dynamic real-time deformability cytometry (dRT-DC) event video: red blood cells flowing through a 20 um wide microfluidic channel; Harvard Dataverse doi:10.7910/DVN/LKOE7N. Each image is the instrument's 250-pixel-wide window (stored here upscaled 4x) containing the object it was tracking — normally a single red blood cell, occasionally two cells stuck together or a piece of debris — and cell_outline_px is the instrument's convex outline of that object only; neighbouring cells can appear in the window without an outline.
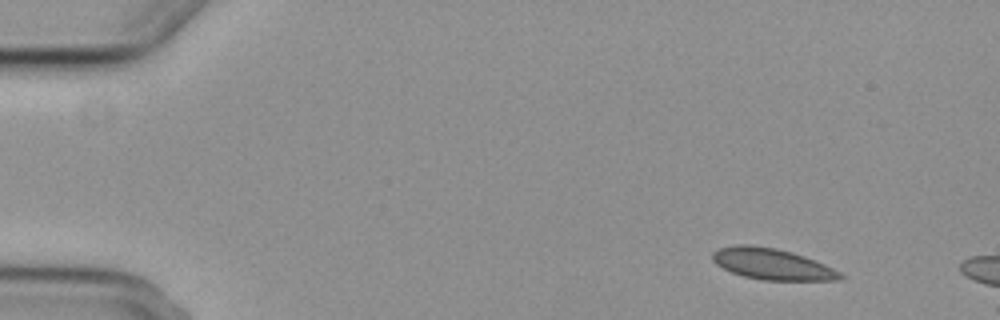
{"species": "common noctule bat (a hibernating species)", "species_latin": "Nyctalus noctula", "temperature_condition": "cold", "stored_images_in_passage": 5, "camera_frame_rate_fps": 3000, "um_per_image_px": 0.085, "animal": {"sex": "female", "body_mass_g": 29.2, "forearm_length_mm": 56.3}, "frame": {"image": 1, "passage_image": 1, "time_ms": 0.0, "image_size_px": [1000, 320], "cell_outline_px": [[844, 280], [764, 280], [744, 276], [732, 272], [716, 264], [712, 260], [712, 252], [716, 248], [736, 244], [748, 244], [776, 248], [792, 252], [804, 256], [824, 264], [840, 272], [844, 276]], "centroid_in_image_um": [65.6, 22.43], "position_along_channel_um": 19.4, "area_um2": 23.24}}